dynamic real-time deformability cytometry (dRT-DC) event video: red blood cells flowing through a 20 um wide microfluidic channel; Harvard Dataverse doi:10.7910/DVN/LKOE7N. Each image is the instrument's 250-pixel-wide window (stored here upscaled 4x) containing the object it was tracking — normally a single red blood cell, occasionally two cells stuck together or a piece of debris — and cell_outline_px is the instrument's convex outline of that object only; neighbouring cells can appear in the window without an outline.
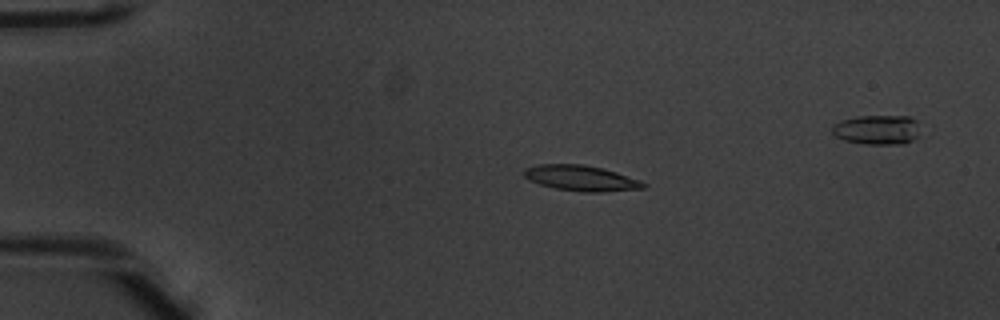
{"species": "common noctule bat (a hibernating species)", "species_latin": "Nyctalus noctula", "temperature_condition": "warm", "stored_images_in_passage": 45, "camera_frame_rate_fps": 3000, "um_per_image_px": 0.085, "animal": {"sex": "male", "body_mass_g": 20.1, "forearm_length_mm": 53.5}, "frame": {"image": 1, "passage_image": 4, "time_ms": 1.0, "image_size_px": [1000, 320], "cell_outline_px": [[648, 184], [644, 188], [600, 192], [584, 192], [556, 188], [540, 184], [528, 180], [524, 176], [524, 168], [540, 164], [584, 164], [604, 168], [640, 180]], "centroid_in_image_um": [49.4, 15.13], "position_along_channel_um": 35.6, "area_um2": 17.74}}
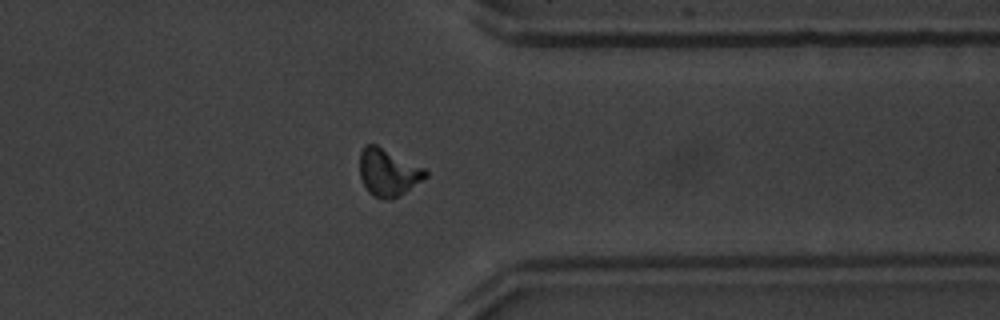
{"frame": {"image": 2, "passage_image": 34, "time_ms": 11.0, "image_size_px": [1000, 320], "cell_outline_px": [[428, 176], [392, 200], [380, 200], [372, 196], [368, 192], [360, 176], [360, 152], [364, 144], [376, 144], [424, 168], [428, 172]], "centroid_in_image_um": [32.96, 14.67], "position_along_channel_um": 378.4, "area_um2": 18.15}}
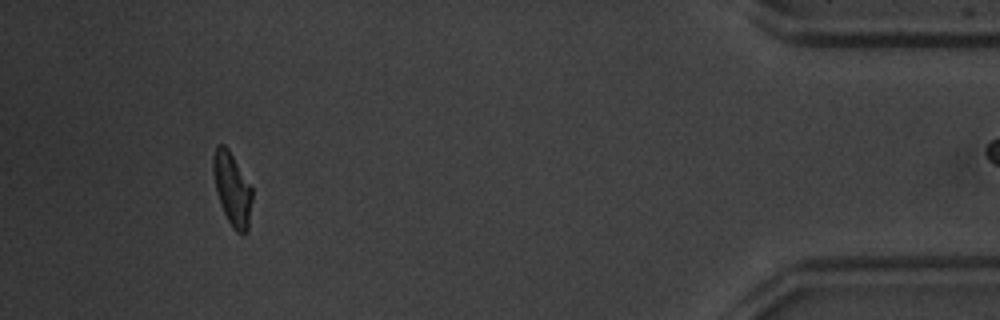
{"frame": {"image": 3, "passage_image": 41, "time_ms": 13.333, "image_size_px": [1000, 320], "cell_outline_px": [[252, 200], [248, 232], [244, 236], [236, 232], [232, 228], [220, 204], [216, 192], [212, 168], [212, 156], [216, 144], [224, 144], [228, 148], [252, 188]], "centroid_in_image_um": [19.73, 16.08], "position_along_channel_um": 415.5, "area_um2": 16.82}, "authors_computed_cell_mechanics": {"area_um2": 17.051, "velocity_mm_per_s": 3.9515, "shape_relaxation_time_tau1_ms": 3.3469, "shape_relaxation_time_tau2_ms": 1.4086, "deformation_change_tau1": 0.1705, "deformation_change_tau2": 0.0876}}